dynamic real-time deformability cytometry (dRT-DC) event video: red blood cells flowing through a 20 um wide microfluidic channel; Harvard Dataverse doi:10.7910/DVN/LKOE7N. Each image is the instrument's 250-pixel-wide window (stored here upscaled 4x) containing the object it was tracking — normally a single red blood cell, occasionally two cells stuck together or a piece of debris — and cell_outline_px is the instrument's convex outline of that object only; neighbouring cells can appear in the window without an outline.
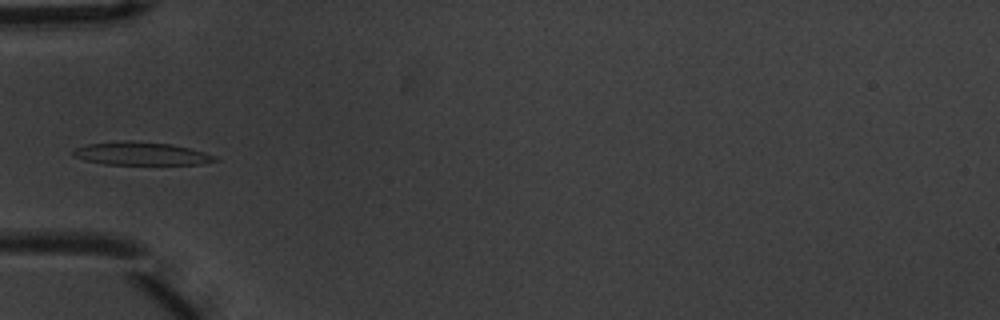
{"species": "common noctule bat (a hibernating species)", "species_latin": "Nyctalus noctula", "temperature_condition": "warm", "stored_images_in_passage": 8, "camera_frame_rate_fps": 3000, "um_per_image_px": 0.085, "animal": {"sex": "male", "body_mass_g": 20.1, "forearm_length_mm": 53.5}, "frame": {"image": 1, "passage_image": 5, "time_ms": 1.333, "image_size_px": [1000, 320], "cell_outline_px": [[220, 160], [200, 164], [104, 164], [84, 160], [72, 156], [72, 152], [76, 148], [88, 144], [124, 140], [132, 140], [172, 144], [204, 152], [216, 156]], "centroid_in_image_um": [11.99, 13.05], "position_along_channel_um": 73.0, "area_um2": 19.07}}
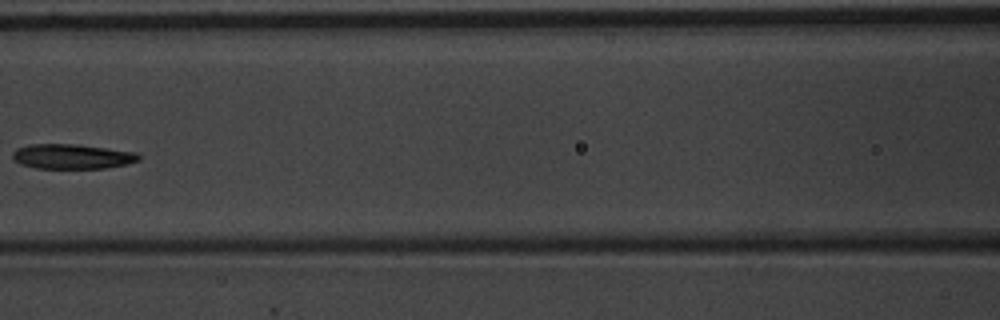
{"frame": {"image": 2, "passage_image": 7, "time_ms": 2.0, "image_size_px": [1000, 320], "cell_outline_px": [[140, 160], [128, 164], [104, 168], [36, 168], [20, 164], [12, 156], [12, 152], [16, 148], [28, 144], [76, 144], [136, 152], [140, 156]], "centroid_in_image_um": [6.12, 13.29], "position_along_channel_um": 160.5, "area_um2": 18.26}}
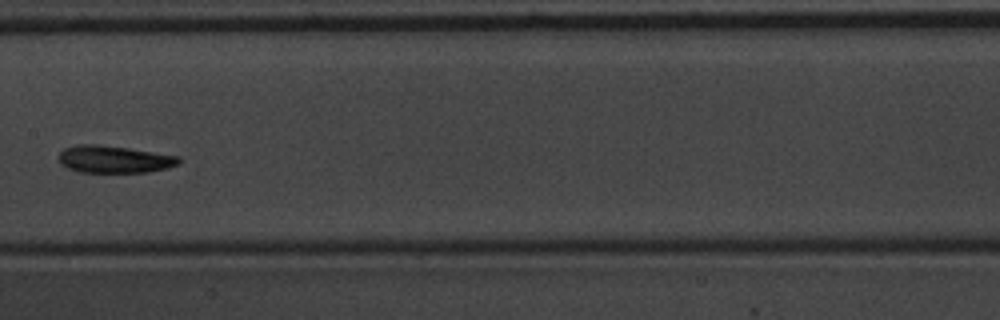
{"frame": {"image": 3, "passage_image": 8, "time_ms": 2.333, "image_size_px": [1000, 320], "cell_outline_px": [[180, 160], [176, 164], [168, 168], [148, 172], [80, 172], [68, 168], [60, 164], [60, 152], [64, 148], [80, 144], [96, 144], [128, 148], [180, 156]], "centroid_in_image_um": [9.7, 13.54], "position_along_channel_um": 197.7, "area_um2": 18.96}}